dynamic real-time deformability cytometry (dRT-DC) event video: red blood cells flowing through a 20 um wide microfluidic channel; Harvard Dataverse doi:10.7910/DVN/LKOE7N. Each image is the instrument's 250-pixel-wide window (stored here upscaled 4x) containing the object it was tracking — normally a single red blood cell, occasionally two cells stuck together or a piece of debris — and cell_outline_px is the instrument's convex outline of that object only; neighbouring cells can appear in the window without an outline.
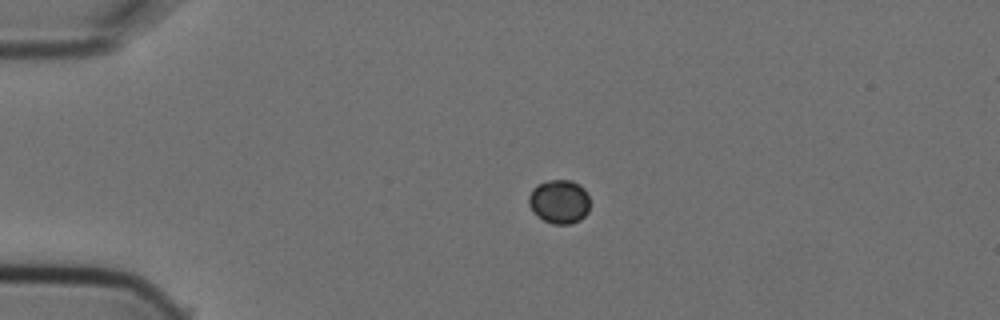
{"species": "Egyptian fruit bat (a non-hibernating species)", "species_latin": "Rousettus aegyptiacus", "temperature_condition": "cold", "stored_images_in_passage": 6, "camera_frame_rate_fps": 3000, "um_per_image_px": 0.085, "animal": {"sex": "female"}, "frame": {"image": 1, "passage_image": 5, "time_ms": 1.333, "image_size_px": [1000, 320], "cell_outline_px": [[588, 212], [580, 220], [568, 224], [552, 224], [536, 216], [532, 212], [528, 204], [528, 196], [532, 188], [536, 184], [548, 180], [572, 180], [580, 184], [584, 188], [588, 196]], "centroid_in_image_um": [47.5, 17.12], "position_along_channel_um": 37.5, "area_um2": 15.9}}